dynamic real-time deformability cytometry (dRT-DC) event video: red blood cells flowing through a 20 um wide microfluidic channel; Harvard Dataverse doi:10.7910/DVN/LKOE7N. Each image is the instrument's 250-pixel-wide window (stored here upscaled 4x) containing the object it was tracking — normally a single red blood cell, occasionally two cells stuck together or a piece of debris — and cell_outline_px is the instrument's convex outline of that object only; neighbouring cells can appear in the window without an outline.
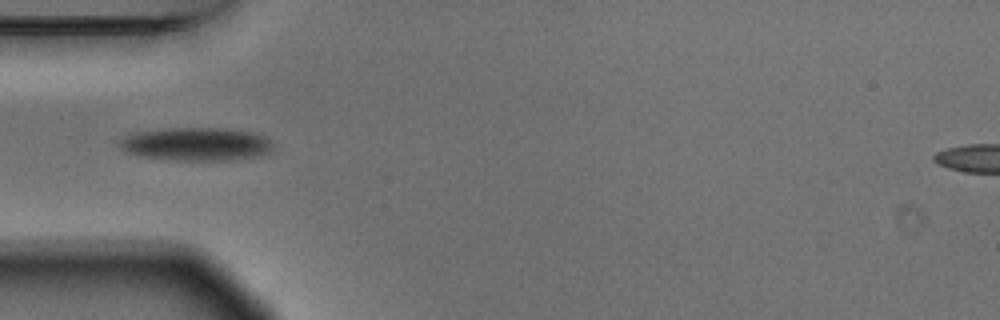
{"species": "Egyptian fruit bat (a non-hibernating species)", "species_latin": "Rousettus aegyptiacus", "temperature_condition": "warm", "stored_images_in_passage": 4, "camera_frame_rate_fps": 3000, "um_per_image_px": 0.085, "animal": {"sex": "male"}, "frame": {"image": 1, "passage_image": 3, "time_ms": 0.667, "image_size_px": [1000, 320], "cell_outline_px": [[272, 152], [260, 156], [232, 160], [172, 160], [136, 156], [120, 148], [120, 140], [124, 136], [136, 132], [164, 128], [224, 128], [252, 132], [264, 136], [272, 144]], "centroid_in_image_um": [16.67, 12.25], "position_along_channel_um": 68.3, "area_um2": 29.94}}
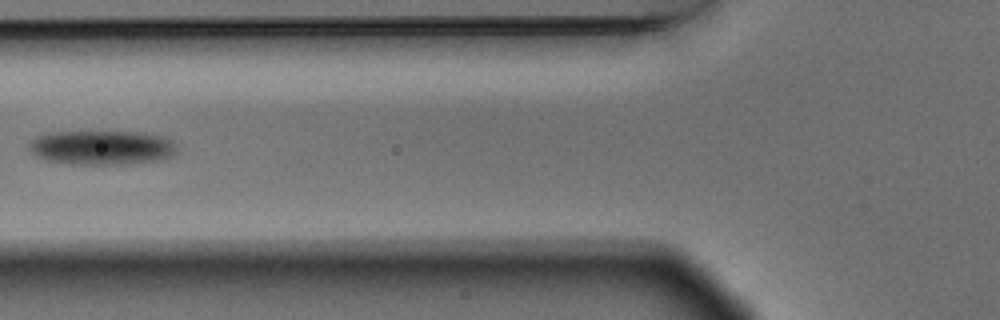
{"frame": {"image": 2, "passage_image": 4, "time_ms": 1.0, "image_size_px": [1000, 320], "cell_outline_px": [[176, 156], [160, 160], [128, 164], [68, 164], [48, 160], [36, 156], [28, 148], [28, 144], [36, 136], [44, 132], [152, 132], [168, 136], [176, 144]], "centroid_in_image_um": [8.72, 12.53], "position_along_channel_um": 117.1, "area_um2": 30.29}}